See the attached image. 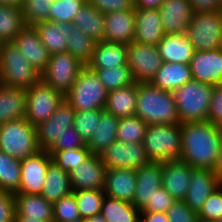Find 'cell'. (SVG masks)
I'll list each match as a JSON object with an SVG mask.
<instances>
[{
    "label": "cell",
    "mask_w": 222,
    "mask_h": 222,
    "mask_svg": "<svg viewBox=\"0 0 222 222\" xmlns=\"http://www.w3.org/2000/svg\"><path fill=\"white\" fill-rule=\"evenodd\" d=\"M182 150L179 160L193 168L213 170L222 140V128L206 121L181 123Z\"/></svg>",
    "instance_id": "obj_1"
},
{
    "label": "cell",
    "mask_w": 222,
    "mask_h": 222,
    "mask_svg": "<svg viewBox=\"0 0 222 222\" xmlns=\"http://www.w3.org/2000/svg\"><path fill=\"white\" fill-rule=\"evenodd\" d=\"M135 115L148 125L180 123L173 93L161 90L150 82L138 83Z\"/></svg>",
    "instance_id": "obj_2"
},
{
    "label": "cell",
    "mask_w": 222,
    "mask_h": 222,
    "mask_svg": "<svg viewBox=\"0 0 222 222\" xmlns=\"http://www.w3.org/2000/svg\"><path fill=\"white\" fill-rule=\"evenodd\" d=\"M143 146L150 162L179 160L182 150L181 123L148 125Z\"/></svg>",
    "instance_id": "obj_3"
},
{
    "label": "cell",
    "mask_w": 222,
    "mask_h": 222,
    "mask_svg": "<svg viewBox=\"0 0 222 222\" xmlns=\"http://www.w3.org/2000/svg\"><path fill=\"white\" fill-rule=\"evenodd\" d=\"M213 87L192 79L172 92L180 123L207 120Z\"/></svg>",
    "instance_id": "obj_4"
},
{
    "label": "cell",
    "mask_w": 222,
    "mask_h": 222,
    "mask_svg": "<svg viewBox=\"0 0 222 222\" xmlns=\"http://www.w3.org/2000/svg\"><path fill=\"white\" fill-rule=\"evenodd\" d=\"M0 151L19 160L34 156L40 151L37 144L36 127L26 118L10 120L1 124Z\"/></svg>",
    "instance_id": "obj_5"
},
{
    "label": "cell",
    "mask_w": 222,
    "mask_h": 222,
    "mask_svg": "<svg viewBox=\"0 0 222 222\" xmlns=\"http://www.w3.org/2000/svg\"><path fill=\"white\" fill-rule=\"evenodd\" d=\"M41 74L28 62L14 42H4L0 53V83L6 86L30 88Z\"/></svg>",
    "instance_id": "obj_6"
},
{
    "label": "cell",
    "mask_w": 222,
    "mask_h": 222,
    "mask_svg": "<svg viewBox=\"0 0 222 222\" xmlns=\"http://www.w3.org/2000/svg\"><path fill=\"white\" fill-rule=\"evenodd\" d=\"M108 91L97 74L88 66L79 73L65 100L75 111L104 109Z\"/></svg>",
    "instance_id": "obj_7"
},
{
    "label": "cell",
    "mask_w": 222,
    "mask_h": 222,
    "mask_svg": "<svg viewBox=\"0 0 222 222\" xmlns=\"http://www.w3.org/2000/svg\"><path fill=\"white\" fill-rule=\"evenodd\" d=\"M186 35L196 51L221 49V11L193 13Z\"/></svg>",
    "instance_id": "obj_8"
},
{
    "label": "cell",
    "mask_w": 222,
    "mask_h": 222,
    "mask_svg": "<svg viewBox=\"0 0 222 222\" xmlns=\"http://www.w3.org/2000/svg\"><path fill=\"white\" fill-rule=\"evenodd\" d=\"M84 67L85 65L69 52L53 54L41 73V80L65 96Z\"/></svg>",
    "instance_id": "obj_9"
},
{
    "label": "cell",
    "mask_w": 222,
    "mask_h": 222,
    "mask_svg": "<svg viewBox=\"0 0 222 222\" xmlns=\"http://www.w3.org/2000/svg\"><path fill=\"white\" fill-rule=\"evenodd\" d=\"M65 99V96L41 79L26 89L25 118L33 125L46 121Z\"/></svg>",
    "instance_id": "obj_10"
},
{
    "label": "cell",
    "mask_w": 222,
    "mask_h": 222,
    "mask_svg": "<svg viewBox=\"0 0 222 222\" xmlns=\"http://www.w3.org/2000/svg\"><path fill=\"white\" fill-rule=\"evenodd\" d=\"M162 63L157 46L136 41L127 45V65L135 82H151Z\"/></svg>",
    "instance_id": "obj_11"
},
{
    "label": "cell",
    "mask_w": 222,
    "mask_h": 222,
    "mask_svg": "<svg viewBox=\"0 0 222 222\" xmlns=\"http://www.w3.org/2000/svg\"><path fill=\"white\" fill-rule=\"evenodd\" d=\"M106 169L138 168L150 163L143 142L124 143L116 140L99 154Z\"/></svg>",
    "instance_id": "obj_12"
},
{
    "label": "cell",
    "mask_w": 222,
    "mask_h": 222,
    "mask_svg": "<svg viewBox=\"0 0 222 222\" xmlns=\"http://www.w3.org/2000/svg\"><path fill=\"white\" fill-rule=\"evenodd\" d=\"M75 110L64 99L57 110L36 127L37 144L40 150L47 151L61 138L70 127H73Z\"/></svg>",
    "instance_id": "obj_13"
},
{
    "label": "cell",
    "mask_w": 222,
    "mask_h": 222,
    "mask_svg": "<svg viewBox=\"0 0 222 222\" xmlns=\"http://www.w3.org/2000/svg\"><path fill=\"white\" fill-rule=\"evenodd\" d=\"M51 162V155L43 150L21 160V182L16 193L40 194Z\"/></svg>",
    "instance_id": "obj_14"
},
{
    "label": "cell",
    "mask_w": 222,
    "mask_h": 222,
    "mask_svg": "<svg viewBox=\"0 0 222 222\" xmlns=\"http://www.w3.org/2000/svg\"><path fill=\"white\" fill-rule=\"evenodd\" d=\"M189 66L194 80L211 86L222 85V48L195 50Z\"/></svg>",
    "instance_id": "obj_15"
},
{
    "label": "cell",
    "mask_w": 222,
    "mask_h": 222,
    "mask_svg": "<svg viewBox=\"0 0 222 222\" xmlns=\"http://www.w3.org/2000/svg\"><path fill=\"white\" fill-rule=\"evenodd\" d=\"M106 168L99 155L91 154L69 173L72 190L103 189Z\"/></svg>",
    "instance_id": "obj_16"
},
{
    "label": "cell",
    "mask_w": 222,
    "mask_h": 222,
    "mask_svg": "<svg viewBox=\"0 0 222 222\" xmlns=\"http://www.w3.org/2000/svg\"><path fill=\"white\" fill-rule=\"evenodd\" d=\"M220 185L213 170L192 167L188 191L183 201L198 213L212 191Z\"/></svg>",
    "instance_id": "obj_17"
},
{
    "label": "cell",
    "mask_w": 222,
    "mask_h": 222,
    "mask_svg": "<svg viewBox=\"0 0 222 222\" xmlns=\"http://www.w3.org/2000/svg\"><path fill=\"white\" fill-rule=\"evenodd\" d=\"M103 41L129 45L135 37V10L115 11L104 14Z\"/></svg>",
    "instance_id": "obj_18"
},
{
    "label": "cell",
    "mask_w": 222,
    "mask_h": 222,
    "mask_svg": "<svg viewBox=\"0 0 222 222\" xmlns=\"http://www.w3.org/2000/svg\"><path fill=\"white\" fill-rule=\"evenodd\" d=\"M162 163V186L179 201L185 199L188 191L191 166L181 160H168Z\"/></svg>",
    "instance_id": "obj_19"
},
{
    "label": "cell",
    "mask_w": 222,
    "mask_h": 222,
    "mask_svg": "<svg viewBox=\"0 0 222 222\" xmlns=\"http://www.w3.org/2000/svg\"><path fill=\"white\" fill-rule=\"evenodd\" d=\"M162 186V163L150 162L136 170V189L132 204L139 210L151 201Z\"/></svg>",
    "instance_id": "obj_20"
},
{
    "label": "cell",
    "mask_w": 222,
    "mask_h": 222,
    "mask_svg": "<svg viewBox=\"0 0 222 222\" xmlns=\"http://www.w3.org/2000/svg\"><path fill=\"white\" fill-rule=\"evenodd\" d=\"M28 62L41 74L49 61L50 54L43 45L33 26H26L13 41Z\"/></svg>",
    "instance_id": "obj_21"
},
{
    "label": "cell",
    "mask_w": 222,
    "mask_h": 222,
    "mask_svg": "<svg viewBox=\"0 0 222 222\" xmlns=\"http://www.w3.org/2000/svg\"><path fill=\"white\" fill-rule=\"evenodd\" d=\"M134 41L157 46L165 35L159 9H135Z\"/></svg>",
    "instance_id": "obj_22"
},
{
    "label": "cell",
    "mask_w": 222,
    "mask_h": 222,
    "mask_svg": "<svg viewBox=\"0 0 222 222\" xmlns=\"http://www.w3.org/2000/svg\"><path fill=\"white\" fill-rule=\"evenodd\" d=\"M136 187V170L106 169L103 192L106 196L132 203Z\"/></svg>",
    "instance_id": "obj_23"
},
{
    "label": "cell",
    "mask_w": 222,
    "mask_h": 222,
    "mask_svg": "<svg viewBox=\"0 0 222 222\" xmlns=\"http://www.w3.org/2000/svg\"><path fill=\"white\" fill-rule=\"evenodd\" d=\"M159 11L165 34H186L193 14L189 0H164Z\"/></svg>",
    "instance_id": "obj_24"
},
{
    "label": "cell",
    "mask_w": 222,
    "mask_h": 222,
    "mask_svg": "<svg viewBox=\"0 0 222 222\" xmlns=\"http://www.w3.org/2000/svg\"><path fill=\"white\" fill-rule=\"evenodd\" d=\"M157 47L164 63L189 64L195 51L191 41L183 33L165 34Z\"/></svg>",
    "instance_id": "obj_25"
},
{
    "label": "cell",
    "mask_w": 222,
    "mask_h": 222,
    "mask_svg": "<svg viewBox=\"0 0 222 222\" xmlns=\"http://www.w3.org/2000/svg\"><path fill=\"white\" fill-rule=\"evenodd\" d=\"M16 216L53 222V203L40 194L15 193Z\"/></svg>",
    "instance_id": "obj_26"
},
{
    "label": "cell",
    "mask_w": 222,
    "mask_h": 222,
    "mask_svg": "<svg viewBox=\"0 0 222 222\" xmlns=\"http://www.w3.org/2000/svg\"><path fill=\"white\" fill-rule=\"evenodd\" d=\"M26 88L0 83V125L10 120L25 118Z\"/></svg>",
    "instance_id": "obj_27"
},
{
    "label": "cell",
    "mask_w": 222,
    "mask_h": 222,
    "mask_svg": "<svg viewBox=\"0 0 222 222\" xmlns=\"http://www.w3.org/2000/svg\"><path fill=\"white\" fill-rule=\"evenodd\" d=\"M50 55L67 52V39L72 23L40 22L33 26Z\"/></svg>",
    "instance_id": "obj_28"
},
{
    "label": "cell",
    "mask_w": 222,
    "mask_h": 222,
    "mask_svg": "<svg viewBox=\"0 0 222 222\" xmlns=\"http://www.w3.org/2000/svg\"><path fill=\"white\" fill-rule=\"evenodd\" d=\"M192 79L189 64L163 62L150 83L161 90L174 92Z\"/></svg>",
    "instance_id": "obj_29"
},
{
    "label": "cell",
    "mask_w": 222,
    "mask_h": 222,
    "mask_svg": "<svg viewBox=\"0 0 222 222\" xmlns=\"http://www.w3.org/2000/svg\"><path fill=\"white\" fill-rule=\"evenodd\" d=\"M90 69H104L127 65V45L100 41L96 43L92 60L87 65Z\"/></svg>",
    "instance_id": "obj_30"
},
{
    "label": "cell",
    "mask_w": 222,
    "mask_h": 222,
    "mask_svg": "<svg viewBox=\"0 0 222 222\" xmlns=\"http://www.w3.org/2000/svg\"><path fill=\"white\" fill-rule=\"evenodd\" d=\"M137 93V82H134L126 87L109 91L104 110L112 113L118 118L135 115Z\"/></svg>",
    "instance_id": "obj_31"
},
{
    "label": "cell",
    "mask_w": 222,
    "mask_h": 222,
    "mask_svg": "<svg viewBox=\"0 0 222 222\" xmlns=\"http://www.w3.org/2000/svg\"><path fill=\"white\" fill-rule=\"evenodd\" d=\"M120 118L104 110L97 119V127L87 146L92 154L99 155L117 140V128Z\"/></svg>",
    "instance_id": "obj_32"
},
{
    "label": "cell",
    "mask_w": 222,
    "mask_h": 222,
    "mask_svg": "<svg viewBox=\"0 0 222 222\" xmlns=\"http://www.w3.org/2000/svg\"><path fill=\"white\" fill-rule=\"evenodd\" d=\"M69 174L64 172L54 162L49 164L44 185L40 195L47 201L54 203L72 193Z\"/></svg>",
    "instance_id": "obj_33"
},
{
    "label": "cell",
    "mask_w": 222,
    "mask_h": 222,
    "mask_svg": "<svg viewBox=\"0 0 222 222\" xmlns=\"http://www.w3.org/2000/svg\"><path fill=\"white\" fill-rule=\"evenodd\" d=\"M72 23L96 42L103 41L105 32L104 14L91 4L85 3L75 15Z\"/></svg>",
    "instance_id": "obj_34"
},
{
    "label": "cell",
    "mask_w": 222,
    "mask_h": 222,
    "mask_svg": "<svg viewBox=\"0 0 222 222\" xmlns=\"http://www.w3.org/2000/svg\"><path fill=\"white\" fill-rule=\"evenodd\" d=\"M140 214L132 203L106 195L100 212L106 222H140Z\"/></svg>",
    "instance_id": "obj_35"
},
{
    "label": "cell",
    "mask_w": 222,
    "mask_h": 222,
    "mask_svg": "<svg viewBox=\"0 0 222 222\" xmlns=\"http://www.w3.org/2000/svg\"><path fill=\"white\" fill-rule=\"evenodd\" d=\"M25 27L21 7L0 4V39L3 42H13Z\"/></svg>",
    "instance_id": "obj_36"
},
{
    "label": "cell",
    "mask_w": 222,
    "mask_h": 222,
    "mask_svg": "<svg viewBox=\"0 0 222 222\" xmlns=\"http://www.w3.org/2000/svg\"><path fill=\"white\" fill-rule=\"evenodd\" d=\"M67 41V52L72 54L83 65L87 66L93 56L96 41L83 33L72 23V31Z\"/></svg>",
    "instance_id": "obj_37"
},
{
    "label": "cell",
    "mask_w": 222,
    "mask_h": 222,
    "mask_svg": "<svg viewBox=\"0 0 222 222\" xmlns=\"http://www.w3.org/2000/svg\"><path fill=\"white\" fill-rule=\"evenodd\" d=\"M21 182V160L0 151V190L16 193Z\"/></svg>",
    "instance_id": "obj_38"
},
{
    "label": "cell",
    "mask_w": 222,
    "mask_h": 222,
    "mask_svg": "<svg viewBox=\"0 0 222 222\" xmlns=\"http://www.w3.org/2000/svg\"><path fill=\"white\" fill-rule=\"evenodd\" d=\"M76 203L82 219L99 215L105 197L103 189L96 190H73Z\"/></svg>",
    "instance_id": "obj_39"
},
{
    "label": "cell",
    "mask_w": 222,
    "mask_h": 222,
    "mask_svg": "<svg viewBox=\"0 0 222 222\" xmlns=\"http://www.w3.org/2000/svg\"><path fill=\"white\" fill-rule=\"evenodd\" d=\"M47 151L51 155L52 162L68 174L71 170H76V167L92 154L88 146L71 147L68 150Z\"/></svg>",
    "instance_id": "obj_40"
},
{
    "label": "cell",
    "mask_w": 222,
    "mask_h": 222,
    "mask_svg": "<svg viewBox=\"0 0 222 222\" xmlns=\"http://www.w3.org/2000/svg\"><path fill=\"white\" fill-rule=\"evenodd\" d=\"M148 124L137 115L120 118L117 140L124 143L143 142Z\"/></svg>",
    "instance_id": "obj_41"
},
{
    "label": "cell",
    "mask_w": 222,
    "mask_h": 222,
    "mask_svg": "<svg viewBox=\"0 0 222 222\" xmlns=\"http://www.w3.org/2000/svg\"><path fill=\"white\" fill-rule=\"evenodd\" d=\"M91 70L97 74L108 92L126 87L135 82L128 66H115L112 68Z\"/></svg>",
    "instance_id": "obj_42"
},
{
    "label": "cell",
    "mask_w": 222,
    "mask_h": 222,
    "mask_svg": "<svg viewBox=\"0 0 222 222\" xmlns=\"http://www.w3.org/2000/svg\"><path fill=\"white\" fill-rule=\"evenodd\" d=\"M85 3L84 0H54L49 10V22L72 23Z\"/></svg>",
    "instance_id": "obj_43"
},
{
    "label": "cell",
    "mask_w": 222,
    "mask_h": 222,
    "mask_svg": "<svg viewBox=\"0 0 222 222\" xmlns=\"http://www.w3.org/2000/svg\"><path fill=\"white\" fill-rule=\"evenodd\" d=\"M54 0H24L22 7L26 26L49 21V10Z\"/></svg>",
    "instance_id": "obj_44"
},
{
    "label": "cell",
    "mask_w": 222,
    "mask_h": 222,
    "mask_svg": "<svg viewBox=\"0 0 222 222\" xmlns=\"http://www.w3.org/2000/svg\"><path fill=\"white\" fill-rule=\"evenodd\" d=\"M104 109L92 111H76L74 116L73 127L87 143L92 137L97 127V119L101 118Z\"/></svg>",
    "instance_id": "obj_45"
},
{
    "label": "cell",
    "mask_w": 222,
    "mask_h": 222,
    "mask_svg": "<svg viewBox=\"0 0 222 222\" xmlns=\"http://www.w3.org/2000/svg\"><path fill=\"white\" fill-rule=\"evenodd\" d=\"M80 218L76 198L73 193L53 203V222H72Z\"/></svg>",
    "instance_id": "obj_46"
},
{
    "label": "cell",
    "mask_w": 222,
    "mask_h": 222,
    "mask_svg": "<svg viewBox=\"0 0 222 222\" xmlns=\"http://www.w3.org/2000/svg\"><path fill=\"white\" fill-rule=\"evenodd\" d=\"M197 214L199 219L218 222L222 215V184L212 191Z\"/></svg>",
    "instance_id": "obj_47"
},
{
    "label": "cell",
    "mask_w": 222,
    "mask_h": 222,
    "mask_svg": "<svg viewBox=\"0 0 222 222\" xmlns=\"http://www.w3.org/2000/svg\"><path fill=\"white\" fill-rule=\"evenodd\" d=\"M176 200L166 191L163 186L155 192L151 201H147L140 212H163L166 213Z\"/></svg>",
    "instance_id": "obj_48"
},
{
    "label": "cell",
    "mask_w": 222,
    "mask_h": 222,
    "mask_svg": "<svg viewBox=\"0 0 222 222\" xmlns=\"http://www.w3.org/2000/svg\"><path fill=\"white\" fill-rule=\"evenodd\" d=\"M169 222H198V214L184 201L176 200L166 212Z\"/></svg>",
    "instance_id": "obj_49"
},
{
    "label": "cell",
    "mask_w": 222,
    "mask_h": 222,
    "mask_svg": "<svg viewBox=\"0 0 222 222\" xmlns=\"http://www.w3.org/2000/svg\"><path fill=\"white\" fill-rule=\"evenodd\" d=\"M87 3L103 14L115 11L135 10L134 0H87Z\"/></svg>",
    "instance_id": "obj_50"
},
{
    "label": "cell",
    "mask_w": 222,
    "mask_h": 222,
    "mask_svg": "<svg viewBox=\"0 0 222 222\" xmlns=\"http://www.w3.org/2000/svg\"><path fill=\"white\" fill-rule=\"evenodd\" d=\"M207 120L222 128V85L213 87Z\"/></svg>",
    "instance_id": "obj_51"
},
{
    "label": "cell",
    "mask_w": 222,
    "mask_h": 222,
    "mask_svg": "<svg viewBox=\"0 0 222 222\" xmlns=\"http://www.w3.org/2000/svg\"><path fill=\"white\" fill-rule=\"evenodd\" d=\"M87 143L76 131L74 127H70L61 138H57L56 142L48 150H68L71 147H84Z\"/></svg>",
    "instance_id": "obj_52"
},
{
    "label": "cell",
    "mask_w": 222,
    "mask_h": 222,
    "mask_svg": "<svg viewBox=\"0 0 222 222\" xmlns=\"http://www.w3.org/2000/svg\"><path fill=\"white\" fill-rule=\"evenodd\" d=\"M15 194L0 190V222H15Z\"/></svg>",
    "instance_id": "obj_53"
},
{
    "label": "cell",
    "mask_w": 222,
    "mask_h": 222,
    "mask_svg": "<svg viewBox=\"0 0 222 222\" xmlns=\"http://www.w3.org/2000/svg\"><path fill=\"white\" fill-rule=\"evenodd\" d=\"M193 13L220 11L222 0H189Z\"/></svg>",
    "instance_id": "obj_54"
},
{
    "label": "cell",
    "mask_w": 222,
    "mask_h": 222,
    "mask_svg": "<svg viewBox=\"0 0 222 222\" xmlns=\"http://www.w3.org/2000/svg\"><path fill=\"white\" fill-rule=\"evenodd\" d=\"M140 222H169L166 213L140 212Z\"/></svg>",
    "instance_id": "obj_55"
},
{
    "label": "cell",
    "mask_w": 222,
    "mask_h": 222,
    "mask_svg": "<svg viewBox=\"0 0 222 222\" xmlns=\"http://www.w3.org/2000/svg\"><path fill=\"white\" fill-rule=\"evenodd\" d=\"M164 0H135V9H159Z\"/></svg>",
    "instance_id": "obj_56"
},
{
    "label": "cell",
    "mask_w": 222,
    "mask_h": 222,
    "mask_svg": "<svg viewBox=\"0 0 222 222\" xmlns=\"http://www.w3.org/2000/svg\"><path fill=\"white\" fill-rule=\"evenodd\" d=\"M214 174L217 176L219 182L222 184V140L220 144V150L215 167L213 168Z\"/></svg>",
    "instance_id": "obj_57"
},
{
    "label": "cell",
    "mask_w": 222,
    "mask_h": 222,
    "mask_svg": "<svg viewBox=\"0 0 222 222\" xmlns=\"http://www.w3.org/2000/svg\"><path fill=\"white\" fill-rule=\"evenodd\" d=\"M2 4L4 5H12L17 7H23L24 0H2Z\"/></svg>",
    "instance_id": "obj_58"
},
{
    "label": "cell",
    "mask_w": 222,
    "mask_h": 222,
    "mask_svg": "<svg viewBox=\"0 0 222 222\" xmlns=\"http://www.w3.org/2000/svg\"><path fill=\"white\" fill-rule=\"evenodd\" d=\"M86 222H106L105 219L99 214L96 216H93L91 218L85 219Z\"/></svg>",
    "instance_id": "obj_59"
},
{
    "label": "cell",
    "mask_w": 222,
    "mask_h": 222,
    "mask_svg": "<svg viewBox=\"0 0 222 222\" xmlns=\"http://www.w3.org/2000/svg\"><path fill=\"white\" fill-rule=\"evenodd\" d=\"M15 222H41L37 219H30L28 217H15Z\"/></svg>",
    "instance_id": "obj_60"
},
{
    "label": "cell",
    "mask_w": 222,
    "mask_h": 222,
    "mask_svg": "<svg viewBox=\"0 0 222 222\" xmlns=\"http://www.w3.org/2000/svg\"><path fill=\"white\" fill-rule=\"evenodd\" d=\"M72 222H86V221H85V219L80 218V219L74 220V221H72Z\"/></svg>",
    "instance_id": "obj_61"
},
{
    "label": "cell",
    "mask_w": 222,
    "mask_h": 222,
    "mask_svg": "<svg viewBox=\"0 0 222 222\" xmlns=\"http://www.w3.org/2000/svg\"><path fill=\"white\" fill-rule=\"evenodd\" d=\"M3 43H4V42L0 39V53H1V49H2Z\"/></svg>",
    "instance_id": "obj_62"
},
{
    "label": "cell",
    "mask_w": 222,
    "mask_h": 222,
    "mask_svg": "<svg viewBox=\"0 0 222 222\" xmlns=\"http://www.w3.org/2000/svg\"><path fill=\"white\" fill-rule=\"evenodd\" d=\"M198 222H212V221H206V220H203V219H199Z\"/></svg>",
    "instance_id": "obj_63"
},
{
    "label": "cell",
    "mask_w": 222,
    "mask_h": 222,
    "mask_svg": "<svg viewBox=\"0 0 222 222\" xmlns=\"http://www.w3.org/2000/svg\"><path fill=\"white\" fill-rule=\"evenodd\" d=\"M218 222H222V215H221V217L219 218Z\"/></svg>",
    "instance_id": "obj_64"
}]
</instances>
